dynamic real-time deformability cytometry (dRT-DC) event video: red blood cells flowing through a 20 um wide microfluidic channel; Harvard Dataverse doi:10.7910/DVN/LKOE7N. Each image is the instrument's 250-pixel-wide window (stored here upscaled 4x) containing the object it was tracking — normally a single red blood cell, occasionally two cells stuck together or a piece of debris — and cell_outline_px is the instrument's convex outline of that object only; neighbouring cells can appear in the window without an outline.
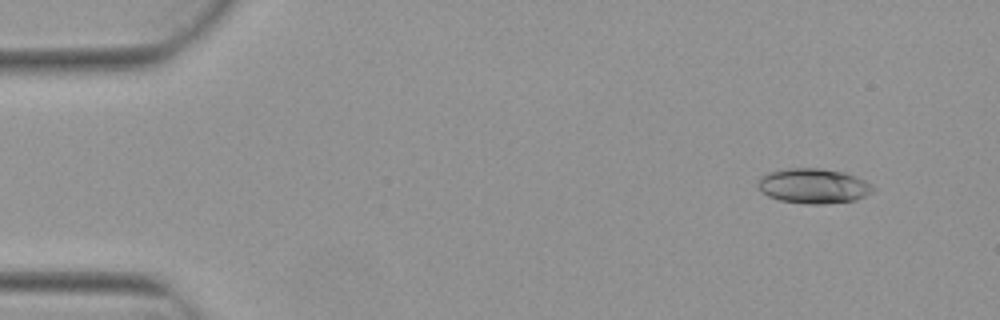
{"species": "Egyptian fruit bat (a non-hibernating species)", "species_latin": "Rousettus aegyptiacus", "temperature_condition": "warm", "stored_images_in_passage": 3, "camera_frame_rate_fps": 3000, "um_per_image_px": 0.085, "animal": {"sex": "female"}, "frame": {"image": 1, "passage_image": 1, "time_ms": 0.0, "image_size_px": [1000, 320], "cell_outline_px": [[876, 188], [872, 192], [856, 200], [824, 204], [804, 204], [780, 200], [768, 196], [760, 192], [756, 184], [760, 176], [768, 172], [788, 168], [820, 168], [844, 172], [856, 176], [872, 184]], "centroid_in_image_um": [69.12, 15.8], "position_along_channel_um": 15.9, "area_um2": 23.76}}